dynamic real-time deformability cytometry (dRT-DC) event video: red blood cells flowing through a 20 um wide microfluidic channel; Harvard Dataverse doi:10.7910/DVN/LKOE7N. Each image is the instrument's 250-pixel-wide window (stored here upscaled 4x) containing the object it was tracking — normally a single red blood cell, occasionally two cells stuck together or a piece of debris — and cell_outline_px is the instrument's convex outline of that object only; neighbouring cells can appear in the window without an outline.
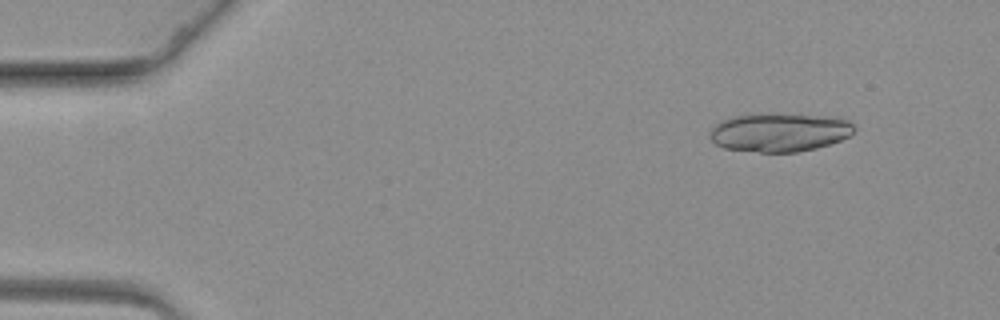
{"species": "common noctule bat (a hibernating species)", "species_latin": "Nyctalus noctula", "temperature_condition": "warm", "stored_images_in_passage": 44, "segment_of_instrument_passage": [1, 2], "camera_frame_rate_fps": 3000, "um_per_image_px": 0.085, "animal": {"sex": "female", "body_mass_g": 19.3, "forearm_length_mm": 54.1}, "frame": {"image": 1, "passage_image": 7, "time_ms": 2.0, "image_size_px": [1000, 320], "cell_outline_px": [[856, 128], [848, 136], [840, 140], [816, 148], [796, 152], [760, 152], [724, 148], [716, 144], [708, 136], [708, 132], [720, 120], [736, 116], [832, 116], [848, 120]], "centroid_in_image_um": [66.24, 11.28], "position_along_channel_um": 18.8, "area_um2": 31.5}}